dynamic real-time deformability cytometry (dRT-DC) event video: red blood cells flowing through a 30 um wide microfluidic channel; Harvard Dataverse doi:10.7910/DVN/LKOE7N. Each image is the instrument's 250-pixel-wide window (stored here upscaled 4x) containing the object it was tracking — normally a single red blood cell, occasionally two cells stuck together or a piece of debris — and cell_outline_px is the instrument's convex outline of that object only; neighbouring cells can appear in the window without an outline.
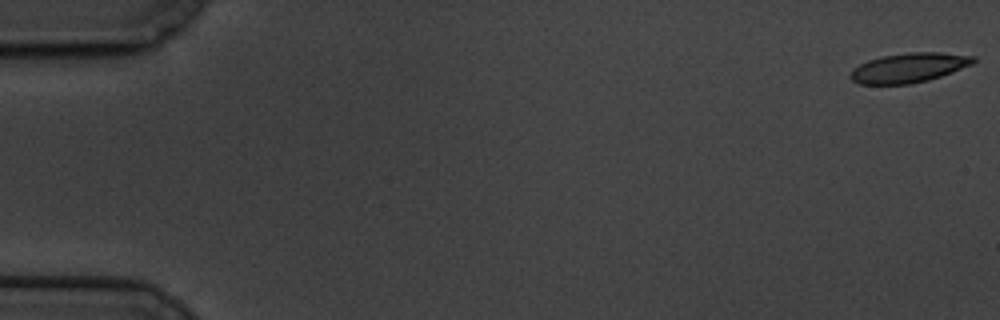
{"species": "common noctule bat (a hibernating species)", "species_latin": "Nyctalus noctula", "temperature_condition": "cold", "stored_images_in_passage": 60, "camera_frame_rate_fps": 3000, "um_per_image_px": 0.085, "animal": {"sex": "male", "body_mass_g": 19.5, "forearm_length_mm": 54.6}, "frame": {"image": 1, "passage_image": 1, "time_ms": 0.0, "image_size_px": [1000, 320], "cell_outline_px": [[976, 60], [972, 64], [952, 72], [928, 80], [908, 84], [860, 84], [852, 80], [848, 76], [860, 64], [868, 60], [880, 56], [908, 52], [940, 52], [976, 56]], "centroid_in_image_um": [77.27, 5.75], "position_along_channel_um": 7.7, "area_um2": 21.1}}
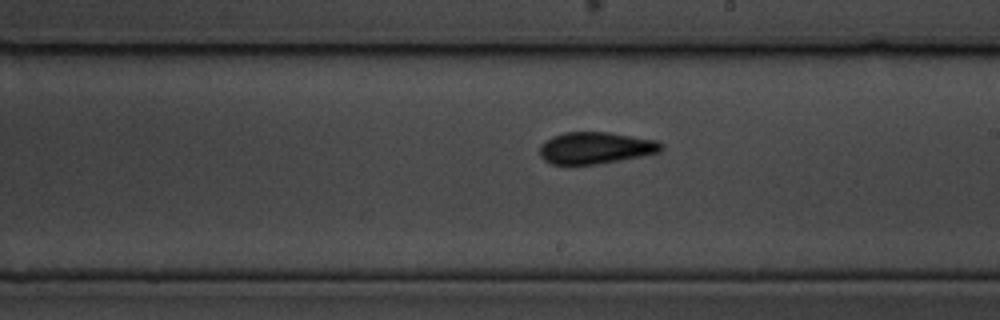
{"frame": {"image": 2, "passage_image": 35, "time_ms": 11.333, "image_size_px": [1000, 320], "cell_outline_px": [[664, 148], [660, 152], [620, 160], [596, 164], [548, 164], [540, 156], [540, 144], [552, 136], [564, 132], [608, 132], [656, 140], [664, 144]], "centroid_in_image_um": [50.61, 12.57], "position_along_channel_um": 238.4, "area_um2": 22.54}}
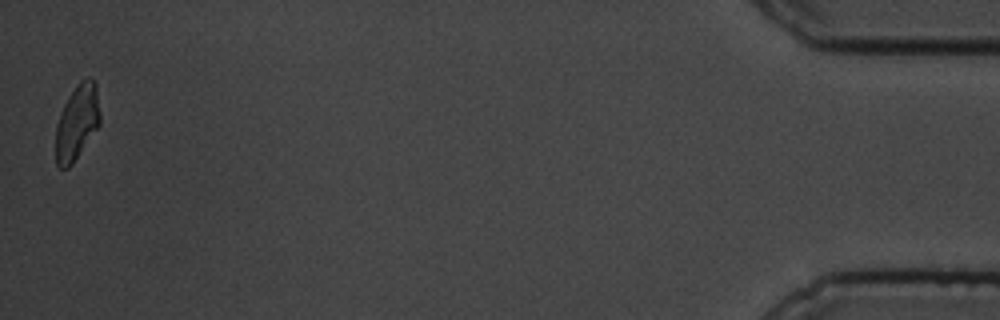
{"frame": {"image": 3, "passage_image": 60, "time_ms": 19.667, "image_size_px": [1000, 320], "cell_outline_px": [[100, 124], [72, 164], [68, 168], [60, 168], [56, 164], [56, 124], [60, 112], [68, 96], [76, 84], [80, 80], [88, 76], [92, 76], [96, 84], [100, 116]], "centroid_in_image_um": [6.54, 10.35], "position_along_channel_um": 428.7, "area_um2": 19.54}, "authors_computed_cell_mechanics": {"area_um2": 21.2993, "velocity_mm_per_s": 3.3438, "shape_relaxation_time_tau1_ms": 5.143, "shape_relaxation_time_tau2_ms": 5.6071, "deformation_change_tau1": 0.1096, "deformation_change_tau2": 0.0942}}